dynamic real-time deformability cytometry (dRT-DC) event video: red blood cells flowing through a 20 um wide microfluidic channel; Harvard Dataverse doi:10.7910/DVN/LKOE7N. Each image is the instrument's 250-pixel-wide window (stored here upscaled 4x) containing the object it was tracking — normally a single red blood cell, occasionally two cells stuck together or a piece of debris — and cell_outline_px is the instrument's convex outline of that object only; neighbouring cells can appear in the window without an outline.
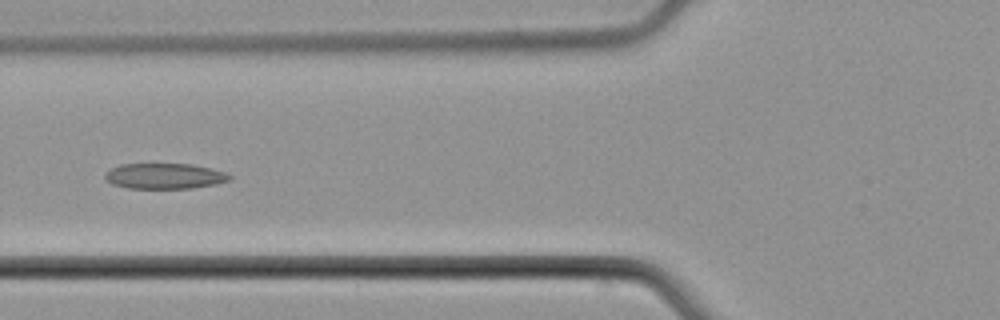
{"species": "common noctule bat (a hibernating species)", "species_latin": "Nyctalus noctula", "temperature_condition": "cold", "stored_images_in_passage": 5, "camera_frame_rate_fps": 3000, "um_per_image_px": 0.085, "animal": {"sex": "male", "body_mass_g": 21.5, "forearm_length_mm": 52.0}, "frame": {"image": 1, "passage_image": 5, "time_ms": 5.0, "image_size_px": [1000, 320], "cell_outline_px": [[232, 176], [228, 180], [216, 184], [192, 188], [128, 188], [112, 184], [104, 180], [104, 176], [112, 168], [120, 164], [192, 164], [224, 172]], "centroid_in_image_um": [13.96, 14.97], "position_along_channel_um": 111.8, "area_um2": 18.38}}